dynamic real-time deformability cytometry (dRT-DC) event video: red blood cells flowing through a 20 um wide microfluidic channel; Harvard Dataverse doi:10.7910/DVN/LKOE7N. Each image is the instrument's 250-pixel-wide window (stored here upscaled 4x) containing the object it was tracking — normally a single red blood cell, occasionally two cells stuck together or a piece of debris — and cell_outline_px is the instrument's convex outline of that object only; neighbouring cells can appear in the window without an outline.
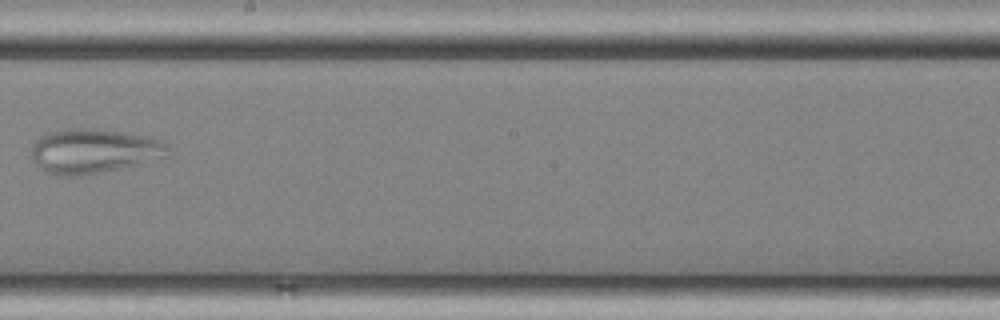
{"species": "common noctule bat (a hibernating species)", "species_latin": "Nyctalus noctula", "temperature_condition": "cold", "stored_images_in_passage": 15, "camera_frame_rate_fps": 3000, "um_per_image_px": 0.085, "animal": {"sex": "female", "body_mass_g": 25.1}, "frame": {"image": 1, "passage_image": 9, "time_ms": 2.667, "image_size_px": [1000, 320], "cell_outline_px": [[168, 148], [164, 156], [136, 164], [120, 168], [84, 176], [56, 176], [44, 172], [36, 164], [32, 156], [32, 144], [40, 136], [48, 132], [64, 128], [88, 128], [120, 132], [148, 136], [160, 140], [168, 144]], "centroid_in_image_um": [7.88, 12.84], "position_along_channel_um": 240.3, "area_um2": 35.32}}
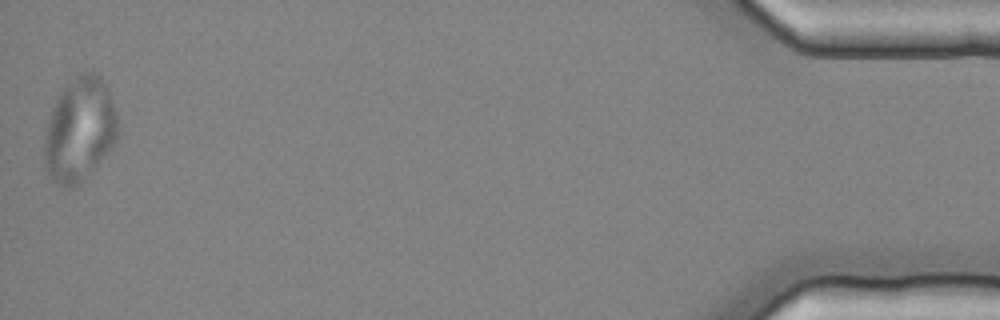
{"frame": {"image": 2, "passage_image": 15, "time_ms": 4.667, "image_size_px": [1000, 320], "cell_outline_px": [[116, 140], [112, 148], [72, 188], [64, 188], [48, 172], [44, 160], [44, 144], [48, 120], [52, 108], [60, 92], [76, 72], [92, 68], [100, 76], [104, 84], [116, 112]], "centroid_in_image_um": [6.75, 10.93], "position_along_channel_um": 428.5, "area_um2": 43.75}}